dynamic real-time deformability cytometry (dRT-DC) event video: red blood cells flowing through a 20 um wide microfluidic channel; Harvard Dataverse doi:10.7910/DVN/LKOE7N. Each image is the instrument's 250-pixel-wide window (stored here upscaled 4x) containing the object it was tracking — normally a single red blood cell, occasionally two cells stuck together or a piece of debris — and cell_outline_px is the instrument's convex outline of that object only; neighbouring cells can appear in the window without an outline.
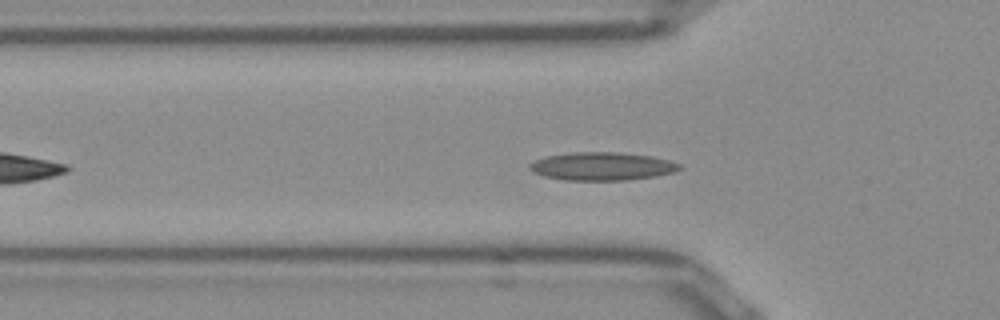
{"species": "Egyptian fruit bat (a non-hibernating species)", "species_latin": "Rousettus aegyptiacus", "temperature_condition": "room temperature", "stored_images_in_passage": 29, "camera_frame_rate_fps": 3000, "um_per_image_px": 0.085, "frame": {"image": 1, "passage_image": 5, "time_ms": 1.333, "image_size_px": [1000, 320], "cell_outline_px": [[680, 168], [676, 172], [656, 176], [628, 180], [564, 180], [544, 176], [536, 172], [528, 164], [532, 160], [544, 156], [576, 152], [616, 152], [652, 156], [668, 160], [680, 164]], "centroid_in_image_um": [51.18, 14.13], "position_along_channel_um": 74.6, "area_um2": 24.51}}
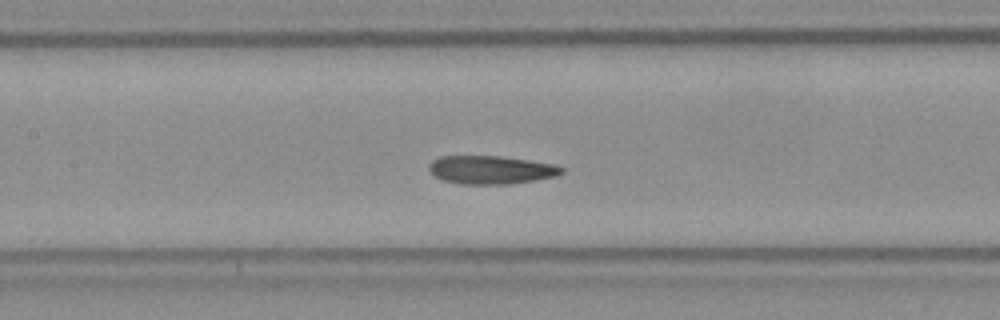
{"frame": {"image": 2, "passage_image": 12, "time_ms": 3.667, "image_size_px": [1000, 320], "cell_outline_px": [[564, 172], [556, 176], [536, 180], [508, 184], [460, 184], [444, 180], [436, 176], [428, 168], [428, 164], [432, 160], [440, 156], [500, 156], [528, 160], [552, 164], [564, 168]], "centroid_in_image_um": [41.73, 14.43], "position_along_channel_um": 165.7, "area_um2": 21.79}}
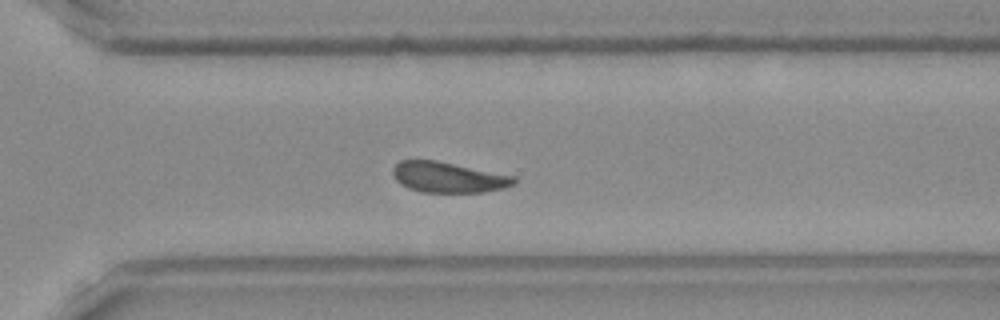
{"frame": {"image": 3, "passage_image": 25, "time_ms": 8.0, "image_size_px": [1000, 320], "cell_outline_px": [[516, 184], [504, 188], [484, 192], [420, 192], [408, 188], [400, 184], [396, 180], [392, 172], [392, 168], [400, 160], [436, 160], [516, 176]], "centroid_in_image_um": [38.11, 15.07], "position_along_channel_um": 332.5, "area_um2": 21.73}, "authors_computed_cell_mechanics": {"area_um2": 21.964, "velocity_mm_per_s": 3.8634, "shape_relaxation_time_tau1_ms": null, "shape_relaxation_time_tau2_ms": 3.7692, "deformation_change_tau1": null, "deformation_change_tau2": 0.1126}}